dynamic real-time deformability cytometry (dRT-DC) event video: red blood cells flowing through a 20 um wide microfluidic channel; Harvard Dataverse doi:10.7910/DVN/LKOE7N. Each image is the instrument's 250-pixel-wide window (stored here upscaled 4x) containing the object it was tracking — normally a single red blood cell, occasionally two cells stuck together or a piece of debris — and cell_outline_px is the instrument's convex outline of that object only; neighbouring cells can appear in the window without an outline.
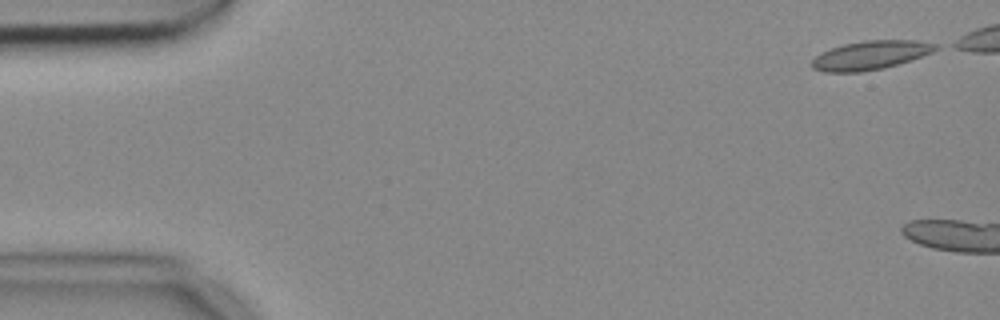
{"species": "common noctule bat (a hibernating species)", "species_latin": "Nyctalus noctula", "temperature_condition": "cold", "stored_images_in_passage": 3, "camera_frame_rate_fps": 3000, "um_per_image_px": 0.085, "animal": {"sex": "female", "body_mass_g": 18.4}, "frame": {"image": 1, "passage_image": 1, "time_ms": 0.0, "image_size_px": [1000, 320], "cell_outline_px": [[940, 48], [932, 52], [884, 68], [860, 72], [824, 72], [812, 68], [808, 64], [820, 52], [844, 44], [864, 40], [916, 40], [940, 44]], "centroid_in_image_um": [73.96, 4.69], "position_along_channel_um": 11.0, "area_um2": 20.81}}